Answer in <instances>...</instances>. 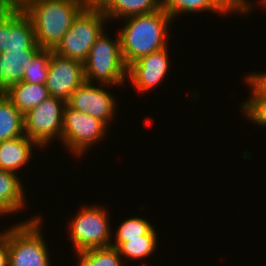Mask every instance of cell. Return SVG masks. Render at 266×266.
<instances>
[{
  "instance_id": "6da1fadb",
  "label": "cell",
  "mask_w": 266,
  "mask_h": 266,
  "mask_svg": "<svg viewBox=\"0 0 266 266\" xmlns=\"http://www.w3.org/2000/svg\"><path fill=\"white\" fill-rule=\"evenodd\" d=\"M122 20L125 25L118 34L127 66L142 56L168 46V29L173 19L162 8Z\"/></svg>"
},
{
  "instance_id": "7a4b0ae2",
  "label": "cell",
  "mask_w": 266,
  "mask_h": 266,
  "mask_svg": "<svg viewBox=\"0 0 266 266\" xmlns=\"http://www.w3.org/2000/svg\"><path fill=\"white\" fill-rule=\"evenodd\" d=\"M84 8L72 0H30L22 10L32 21L36 43L54 50Z\"/></svg>"
},
{
  "instance_id": "3957f363",
  "label": "cell",
  "mask_w": 266,
  "mask_h": 266,
  "mask_svg": "<svg viewBox=\"0 0 266 266\" xmlns=\"http://www.w3.org/2000/svg\"><path fill=\"white\" fill-rule=\"evenodd\" d=\"M40 217L28 218L3 230L7 235L9 266H51Z\"/></svg>"
},
{
  "instance_id": "277c9868",
  "label": "cell",
  "mask_w": 266,
  "mask_h": 266,
  "mask_svg": "<svg viewBox=\"0 0 266 266\" xmlns=\"http://www.w3.org/2000/svg\"><path fill=\"white\" fill-rule=\"evenodd\" d=\"M107 33L104 30L90 48L87 60L83 63L85 80L90 83H96V80L104 84L105 88L123 86L128 66L123 59L120 37L117 34L116 40H113Z\"/></svg>"
},
{
  "instance_id": "5b68a950",
  "label": "cell",
  "mask_w": 266,
  "mask_h": 266,
  "mask_svg": "<svg viewBox=\"0 0 266 266\" xmlns=\"http://www.w3.org/2000/svg\"><path fill=\"white\" fill-rule=\"evenodd\" d=\"M108 18L99 7L84 8L54 49L58 56L84 63L90 48L105 30Z\"/></svg>"
},
{
  "instance_id": "8992f818",
  "label": "cell",
  "mask_w": 266,
  "mask_h": 266,
  "mask_svg": "<svg viewBox=\"0 0 266 266\" xmlns=\"http://www.w3.org/2000/svg\"><path fill=\"white\" fill-rule=\"evenodd\" d=\"M80 209L67 226L74 251L77 253L93 248L110 247L114 237L110 229V218L104 206L85 205Z\"/></svg>"
},
{
  "instance_id": "52a82bcc",
  "label": "cell",
  "mask_w": 266,
  "mask_h": 266,
  "mask_svg": "<svg viewBox=\"0 0 266 266\" xmlns=\"http://www.w3.org/2000/svg\"><path fill=\"white\" fill-rule=\"evenodd\" d=\"M108 127L103 121L66 104L61 142L75 157H82L89 148L105 138Z\"/></svg>"
},
{
  "instance_id": "ba28073f",
  "label": "cell",
  "mask_w": 266,
  "mask_h": 266,
  "mask_svg": "<svg viewBox=\"0 0 266 266\" xmlns=\"http://www.w3.org/2000/svg\"><path fill=\"white\" fill-rule=\"evenodd\" d=\"M65 105V100L53 96L36 105L24 115V135L41 148L51 145L55 138L61 141Z\"/></svg>"
},
{
  "instance_id": "9c48e42d",
  "label": "cell",
  "mask_w": 266,
  "mask_h": 266,
  "mask_svg": "<svg viewBox=\"0 0 266 266\" xmlns=\"http://www.w3.org/2000/svg\"><path fill=\"white\" fill-rule=\"evenodd\" d=\"M100 86V83L98 87L96 83L85 81L71 94L66 104L103 121L108 126L116 114L117 99L108 92L109 89L104 88V84Z\"/></svg>"
},
{
  "instance_id": "30bf717a",
  "label": "cell",
  "mask_w": 266,
  "mask_h": 266,
  "mask_svg": "<svg viewBox=\"0 0 266 266\" xmlns=\"http://www.w3.org/2000/svg\"><path fill=\"white\" fill-rule=\"evenodd\" d=\"M85 81L82 62L52 53L45 84L50 96L67 101Z\"/></svg>"
},
{
  "instance_id": "8fae6325",
  "label": "cell",
  "mask_w": 266,
  "mask_h": 266,
  "mask_svg": "<svg viewBox=\"0 0 266 266\" xmlns=\"http://www.w3.org/2000/svg\"><path fill=\"white\" fill-rule=\"evenodd\" d=\"M168 46L140 57L128 66L127 80H130L133 88L145 93L161 84L170 70V58Z\"/></svg>"
},
{
  "instance_id": "7c38bea8",
  "label": "cell",
  "mask_w": 266,
  "mask_h": 266,
  "mask_svg": "<svg viewBox=\"0 0 266 266\" xmlns=\"http://www.w3.org/2000/svg\"><path fill=\"white\" fill-rule=\"evenodd\" d=\"M36 44L31 19L22 9H17L0 26V53L29 51Z\"/></svg>"
},
{
  "instance_id": "4fadbf2b",
  "label": "cell",
  "mask_w": 266,
  "mask_h": 266,
  "mask_svg": "<svg viewBox=\"0 0 266 266\" xmlns=\"http://www.w3.org/2000/svg\"><path fill=\"white\" fill-rule=\"evenodd\" d=\"M41 147L26 135L0 141V169L10 171L18 175L19 169L28 165L31 159L32 148Z\"/></svg>"
},
{
  "instance_id": "5bb4252c",
  "label": "cell",
  "mask_w": 266,
  "mask_h": 266,
  "mask_svg": "<svg viewBox=\"0 0 266 266\" xmlns=\"http://www.w3.org/2000/svg\"><path fill=\"white\" fill-rule=\"evenodd\" d=\"M161 8L174 20L184 13L216 12L220 15L241 13L230 0H161Z\"/></svg>"
},
{
  "instance_id": "9a60e30c",
  "label": "cell",
  "mask_w": 266,
  "mask_h": 266,
  "mask_svg": "<svg viewBox=\"0 0 266 266\" xmlns=\"http://www.w3.org/2000/svg\"><path fill=\"white\" fill-rule=\"evenodd\" d=\"M41 49L36 43L29 51L0 53V90L5 92L11 85L23 81L24 68Z\"/></svg>"
},
{
  "instance_id": "2e32d148",
  "label": "cell",
  "mask_w": 266,
  "mask_h": 266,
  "mask_svg": "<svg viewBox=\"0 0 266 266\" xmlns=\"http://www.w3.org/2000/svg\"><path fill=\"white\" fill-rule=\"evenodd\" d=\"M16 173L0 169V216L25 209V190Z\"/></svg>"
},
{
  "instance_id": "e0dca14e",
  "label": "cell",
  "mask_w": 266,
  "mask_h": 266,
  "mask_svg": "<svg viewBox=\"0 0 266 266\" xmlns=\"http://www.w3.org/2000/svg\"><path fill=\"white\" fill-rule=\"evenodd\" d=\"M99 8L108 21L151 13L161 8V0H105Z\"/></svg>"
},
{
  "instance_id": "ac0fdd59",
  "label": "cell",
  "mask_w": 266,
  "mask_h": 266,
  "mask_svg": "<svg viewBox=\"0 0 266 266\" xmlns=\"http://www.w3.org/2000/svg\"><path fill=\"white\" fill-rule=\"evenodd\" d=\"M4 93L23 115L50 97L46 85L24 81L11 85Z\"/></svg>"
},
{
  "instance_id": "d6986e66",
  "label": "cell",
  "mask_w": 266,
  "mask_h": 266,
  "mask_svg": "<svg viewBox=\"0 0 266 266\" xmlns=\"http://www.w3.org/2000/svg\"><path fill=\"white\" fill-rule=\"evenodd\" d=\"M24 135V115L15 107L11 99L0 94V141Z\"/></svg>"
},
{
  "instance_id": "ffe728a7",
  "label": "cell",
  "mask_w": 266,
  "mask_h": 266,
  "mask_svg": "<svg viewBox=\"0 0 266 266\" xmlns=\"http://www.w3.org/2000/svg\"><path fill=\"white\" fill-rule=\"evenodd\" d=\"M157 231L153 228L148 234L142 236V239H128L127 242H115L111 244L116 248L122 259H145L151 256L157 248ZM124 255V256H123Z\"/></svg>"
},
{
  "instance_id": "44dd1931",
  "label": "cell",
  "mask_w": 266,
  "mask_h": 266,
  "mask_svg": "<svg viewBox=\"0 0 266 266\" xmlns=\"http://www.w3.org/2000/svg\"><path fill=\"white\" fill-rule=\"evenodd\" d=\"M78 266H123V259L112 246L93 248L75 253Z\"/></svg>"
},
{
  "instance_id": "7402d4cb",
  "label": "cell",
  "mask_w": 266,
  "mask_h": 266,
  "mask_svg": "<svg viewBox=\"0 0 266 266\" xmlns=\"http://www.w3.org/2000/svg\"><path fill=\"white\" fill-rule=\"evenodd\" d=\"M53 49L41 48L24 68L23 81L45 85Z\"/></svg>"
},
{
  "instance_id": "603a6c76",
  "label": "cell",
  "mask_w": 266,
  "mask_h": 266,
  "mask_svg": "<svg viewBox=\"0 0 266 266\" xmlns=\"http://www.w3.org/2000/svg\"><path fill=\"white\" fill-rule=\"evenodd\" d=\"M113 242H127L128 239H142L154 227L145 217H130L119 223Z\"/></svg>"
},
{
  "instance_id": "cb8c5ba5",
  "label": "cell",
  "mask_w": 266,
  "mask_h": 266,
  "mask_svg": "<svg viewBox=\"0 0 266 266\" xmlns=\"http://www.w3.org/2000/svg\"><path fill=\"white\" fill-rule=\"evenodd\" d=\"M240 110L245 117L256 125L266 127V97H249L245 99Z\"/></svg>"
},
{
  "instance_id": "d4e9b609",
  "label": "cell",
  "mask_w": 266,
  "mask_h": 266,
  "mask_svg": "<svg viewBox=\"0 0 266 266\" xmlns=\"http://www.w3.org/2000/svg\"><path fill=\"white\" fill-rule=\"evenodd\" d=\"M244 81L250 86V97H266V72L249 73Z\"/></svg>"
},
{
  "instance_id": "484cf974",
  "label": "cell",
  "mask_w": 266,
  "mask_h": 266,
  "mask_svg": "<svg viewBox=\"0 0 266 266\" xmlns=\"http://www.w3.org/2000/svg\"><path fill=\"white\" fill-rule=\"evenodd\" d=\"M1 232H0V266H9L7 235L3 231Z\"/></svg>"
},
{
  "instance_id": "4316f807",
  "label": "cell",
  "mask_w": 266,
  "mask_h": 266,
  "mask_svg": "<svg viewBox=\"0 0 266 266\" xmlns=\"http://www.w3.org/2000/svg\"><path fill=\"white\" fill-rule=\"evenodd\" d=\"M230 1L241 11V14L243 15L249 14L253 10V8H255L253 5L254 2L251 3L249 0H230Z\"/></svg>"
},
{
  "instance_id": "83f0119b",
  "label": "cell",
  "mask_w": 266,
  "mask_h": 266,
  "mask_svg": "<svg viewBox=\"0 0 266 266\" xmlns=\"http://www.w3.org/2000/svg\"><path fill=\"white\" fill-rule=\"evenodd\" d=\"M17 10V8L7 5L0 4V26Z\"/></svg>"
},
{
  "instance_id": "f1b7e54d",
  "label": "cell",
  "mask_w": 266,
  "mask_h": 266,
  "mask_svg": "<svg viewBox=\"0 0 266 266\" xmlns=\"http://www.w3.org/2000/svg\"><path fill=\"white\" fill-rule=\"evenodd\" d=\"M30 0H0V4H7L22 9Z\"/></svg>"
},
{
  "instance_id": "f546056e",
  "label": "cell",
  "mask_w": 266,
  "mask_h": 266,
  "mask_svg": "<svg viewBox=\"0 0 266 266\" xmlns=\"http://www.w3.org/2000/svg\"><path fill=\"white\" fill-rule=\"evenodd\" d=\"M80 3L85 8H92V0H72Z\"/></svg>"
},
{
  "instance_id": "4dcf8cb0",
  "label": "cell",
  "mask_w": 266,
  "mask_h": 266,
  "mask_svg": "<svg viewBox=\"0 0 266 266\" xmlns=\"http://www.w3.org/2000/svg\"><path fill=\"white\" fill-rule=\"evenodd\" d=\"M260 4H262V7L266 8V0H260Z\"/></svg>"
}]
</instances>
